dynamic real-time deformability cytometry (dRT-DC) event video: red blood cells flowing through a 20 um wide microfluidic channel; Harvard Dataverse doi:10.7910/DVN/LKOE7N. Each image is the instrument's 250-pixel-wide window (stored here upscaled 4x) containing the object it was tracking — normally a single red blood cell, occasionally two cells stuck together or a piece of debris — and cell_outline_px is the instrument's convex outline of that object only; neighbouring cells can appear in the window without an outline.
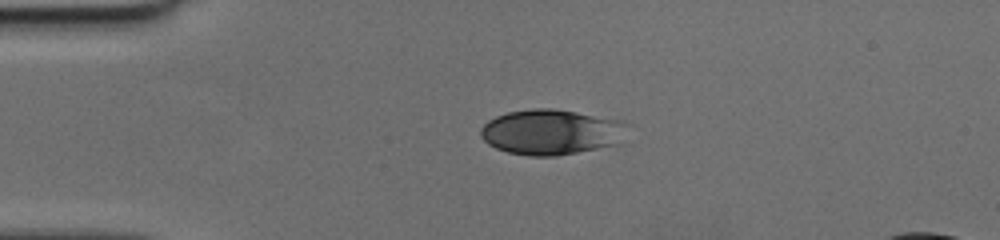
{"species": "human", "species_latin": "Homo sapiens", "temperature_condition": "cold", "stored_images_in_passage": 6, "camera_frame_rate_fps": 3000, "um_per_image_px": 0.085, "donor": {"sex": "female"}, "frame": {"image": 1, "passage_image": 1, "time_ms": 0.0, "image_size_px": [1000, 240], "cell_outline_px": [[620, 120], [608, 144], [576, 152], [556, 156], [528, 156], [508, 152], [496, 148], [488, 144], [480, 136], [480, 128], [488, 120], [496, 116], [508, 112], [532, 108], [552, 108]], "centroid_in_image_um": [46.52, 11.21], "position_along_channel_um": 38.5, "area_um2": 36.7}}